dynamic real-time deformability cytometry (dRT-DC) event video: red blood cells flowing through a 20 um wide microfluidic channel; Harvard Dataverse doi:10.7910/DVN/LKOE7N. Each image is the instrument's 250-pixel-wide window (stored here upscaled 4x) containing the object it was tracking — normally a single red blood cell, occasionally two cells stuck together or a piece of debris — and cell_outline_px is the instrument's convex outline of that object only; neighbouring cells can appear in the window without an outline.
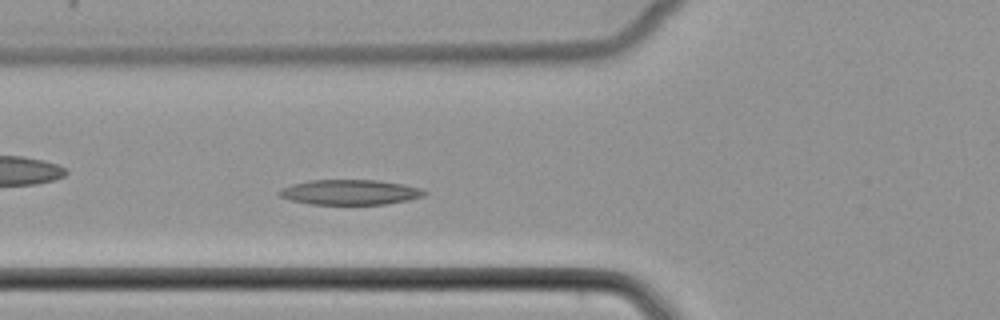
{"species": "common noctule bat (a hibernating species)", "species_latin": "Nyctalus noctula", "temperature_condition": "cold", "stored_images_in_passage": 45, "camera_frame_rate_fps": 3000, "um_per_image_px": 0.085, "animal": {"sex": "female", "body_mass_g": 22.7, "forearm_length_mm": 54.2}, "frame": {"image": 1, "passage_image": 13, "time_ms": 4.0, "image_size_px": [1000, 320], "cell_outline_px": [[428, 192], [424, 196], [408, 200], [384, 204], [308, 204], [292, 200], [280, 196], [276, 192], [280, 188], [292, 184], [308, 180], [376, 180], [404, 184], [424, 188]], "centroid_in_image_um": [29.77, 16.33], "position_along_channel_um": 96.0, "area_um2": 21.39}}
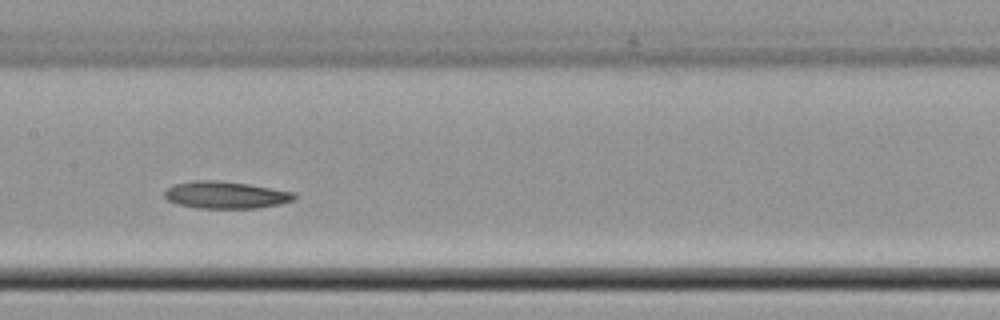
{"frame": {"image": 2, "passage_image": 20, "time_ms": 6.333, "image_size_px": [1000, 320], "cell_outline_px": [[296, 196], [292, 200], [280, 204], [256, 208], [196, 208], [180, 204], [168, 200], [164, 196], [164, 192], [172, 184], [192, 180], [216, 180], [248, 184], [296, 192]], "centroid_in_image_um": [19.17, 16.56], "position_along_channel_um": 188.2, "area_um2": 20.52}}
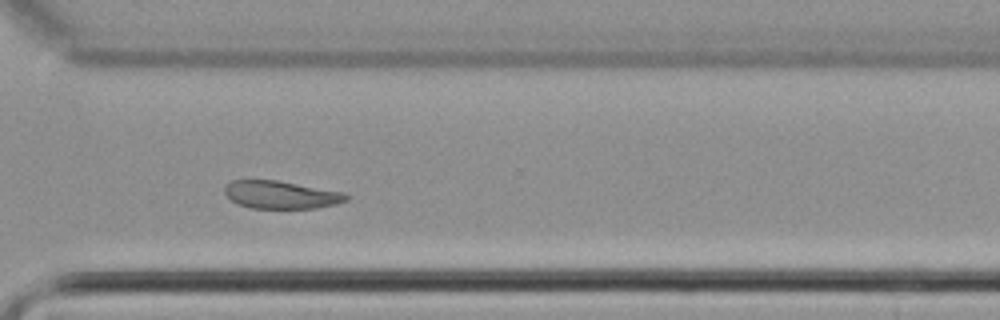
{"frame": {"image": 3, "passage_image": 32, "time_ms": 10.333, "image_size_px": [1000, 320], "cell_outline_px": [[348, 200], [336, 204], [316, 208], [252, 208], [236, 204], [224, 192], [224, 188], [232, 180], [276, 180], [344, 192], [348, 196]], "centroid_in_image_um": [23.89, 16.56], "position_along_channel_um": 346.7, "area_um2": 19.59}}